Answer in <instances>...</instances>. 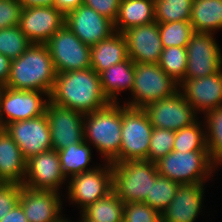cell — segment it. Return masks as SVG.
I'll return each instance as SVG.
<instances>
[{"instance_id": "obj_3", "label": "cell", "mask_w": 222, "mask_h": 222, "mask_svg": "<svg viewBox=\"0 0 222 222\" xmlns=\"http://www.w3.org/2000/svg\"><path fill=\"white\" fill-rule=\"evenodd\" d=\"M122 106L110 102L84 115V141L90 142L106 162L118 163L121 148Z\"/></svg>"}, {"instance_id": "obj_24", "label": "cell", "mask_w": 222, "mask_h": 222, "mask_svg": "<svg viewBox=\"0 0 222 222\" xmlns=\"http://www.w3.org/2000/svg\"><path fill=\"white\" fill-rule=\"evenodd\" d=\"M134 74L135 63L130 58L104 70L99 74L103 94L110 102L117 103L119 92L132 91Z\"/></svg>"}, {"instance_id": "obj_6", "label": "cell", "mask_w": 222, "mask_h": 222, "mask_svg": "<svg viewBox=\"0 0 222 222\" xmlns=\"http://www.w3.org/2000/svg\"><path fill=\"white\" fill-rule=\"evenodd\" d=\"M179 88V84L158 64L135 63L132 100L125 102V105L143 109L154 101L174 95L180 90Z\"/></svg>"}, {"instance_id": "obj_18", "label": "cell", "mask_w": 222, "mask_h": 222, "mask_svg": "<svg viewBox=\"0 0 222 222\" xmlns=\"http://www.w3.org/2000/svg\"><path fill=\"white\" fill-rule=\"evenodd\" d=\"M122 34L126 41L129 58L134 63L158 64L164 48L156 21L131 27Z\"/></svg>"}, {"instance_id": "obj_36", "label": "cell", "mask_w": 222, "mask_h": 222, "mask_svg": "<svg viewBox=\"0 0 222 222\" xmlns=\"http://www.w3.org/2000/svg\"><path fill=\"white\" fill-rule=\"evenodd\" d=\"M175 131L153 127L147 161L157 162L168 155L174 146Z\"/></svg>"}, {"instance_id": "obj_8", "label": "cell", "mask_w": 222, "mask_h": 222, "mask_svg": "<svg viewBox=\"0 0 222 222\" xmlns=\"http://www.w3.org/2000/svg\"><path fill=\"white\" fill-rule=\"evenodd\" d=\"M45 44L57 73L91 68V46L84 44L66 24Z\"/></svg>"}, {"instance_id": "obj_42", "label": "cell", "mask_w": 222, "mask_h": 222, "mask_svg": "<svg viewBox=\"0 0 222 222\" xmlns=\"http://www.w3.org/2000/svg\"><path fill=\"white\" fill-rule=\"evenodd\" d=\"M0 222H29L22 206L18 203L9 213L3 216Z\"/></svg>"}, {"instance_id": "obj_28", "label": "cell", "mask_w": 222, "mask_h": 222, "mask_svg": "<svg viewBox=\"0 0 222 222\" xmlns=\"http://www.w3.org/2000/svg\"><path fill=\"white\" fill-rule=\"evenodd\" d=\"M88 144L89 143L83 141L57 151L62 172L67 179L69 176L72 177L73 175L80 174L82 172H88L97 167L87 168L89 162H91V148Z\"/></svg>"}, {"instance_id": "obj_35", "label": "cell", "mask_w": 222, "mask_h": 222, "mask_svg": "<svg viewBox=\"0 0 222 222\" xmlns=\"http://www.w3.org/2000/svg\"><path fill=\"white\" fill-rule=\"evenodd\" d=\"M31 44L19 26L0 29V54L11 61L17 59Z\"/></svg>"}, {"instance_id": "obj_29", "label": "cell", "mask_w": 222, "mask_h": 222, "mask_svg": "<svg viewBox=\"0 0 222 222\" xmlns=\"http://www.w3.org/2000/svg\"><path fill=\"white\" fill-rule=\"evenodd\" d=\"M206 120V145L211 161L217 166L222 165V107L208 111ZM208 132V134H207Z\"/></svg>"}, {"instance_id": "obj_46", "label": "cell", "mask_w": 222, "mask_h": 222, "mask_svg": "<svg viewBox=\"0 0 222 222\" xmlns=\"http://www.w3.org/2000/svg\"><path fill=\"white\" fill-rule=\"evenodd\" d=\"M4 88H5V85L0 83V98H1V94H2V92L4 90Z\"/></svg>"}, {"instance_id": "obj_27", "label": "cell", "mask_w": 222, "mask_h": 222, "mask_svg": "<svg viewBox=\"0 0 222 222\" xmlns=\"http://www.w3.org/2000/svg\"><path fill=\"white\" fill-rule=\"evenodd\" d=\"M124 202L112 190L105 197L88 204L81 212V218L88 222H123Z\"/></svg>"}, {"instance_id": "obj_14", "label": "cell", "mask_w": 222, "mask_h": 222, "mask_svg": "<svg viewBox=\"0 0 222 222\" xmlns=\"http://www.w3.org/2000/svg\"><path fill=\"white\" fill-rule=\"evenodd\" d=\"M20 147L23 157H30L52 149L50 127L45 115L9 123L5 128Z\"/></svg>"}, {"instance_id": "obj_32", "label": "cell", "mask_w": 222, "mask_h": 222, "mask_svg": "<svg viewBox=\"0 0 222 222\" xmlns=\"http://www.w3.org/2000/svg\"><path fill=\"white\" fill-rule=\"evenodd\" d=\"M160 68L178 84L184 79L187 68L186 47L164 48L158 62Z\"/></svg>"}, {"instance_id": "obj_45", "label": "cell", "mask_w": 222, "mask_h": 222, "mask_svg": "<svg viewBox=\"0 0 222 222\" xmlns=\"http://www.w3.org/2000/svg\"><path fill=\"white\" fill-rule=\"evenodd\" d=\"M71 220H68L66 218H64L63 216H61L57 221L55 222H70Z\"/></svg>"}, {"instance_id": "obj_16", "label": "cell", "mask_w": 222, "mask_h": 222, "mask_svg": "<svg viewBox=\"0 0 222 222\" xmlns=\"http://www.w3.org/2000/svg\"><path fill=\"white\" fill-rule=\"evenodd\" d=\"M65 24V15L55 6L23 7L19 27L32 42L45 44Z\"/></svg>"}, {"instance_id": "obj_38", "label": "cell", "mask_w": 222, "mask_h": 222, "mask_svg": "<svg viewBox=\"0 0 222 222\" xmlns=\"http://www.w3.org/2000/svg\"><path fill=\"white\" fill-rule=\"evenodd\" d=\"M22 9L18 0H0V29L19 26Z\"/></svg>"}, {"instance_id": "obj_10", "label": "cell", "mask_w": 222, "mask_h": 222, "mask_svg": "<svg viewBox=\"0 0 222 222\" xmlns=\"http://www.w3.org/2000/svg\"><path fill=\"white\" fill-rule=\"evenodd\" d=\"M153 127L177 131L198 121L197 112L179 90L143 108Z\"/></svg>"}, {"instance_id": "obj_5", "label": "cell", "mask_w": 222, "mask_h": 222, "mask_svg": "<svg viewBox=\"0 0 222 222\" xmlns=\"http://www.w3.org/2000/svg\"><path fill=\"white\" fill-rule=\"evenodd\" d=\"M159 175L179 184L205 183L215 171L209 151L181 152L172 150L168 155L155 162ZM214 169V170H213Z\"/></svg>"}, {"instance_id": "obj_9", "label": "cell", "mask_w": 222, "mask_h": 222, "mask_svg": "<svg viewBox=\"0 0 222 222\" xmlns=\"http://www.w3.org/2000/svg\"><path fill=\"white\" fill-rule=\"evenodd\" d=\"M213 35L211 33L195 32L191 36L186 45V74L179 86L186 79L210 76L222 70L221 49Z\"/></svg>"}, {"instance_id": "obj_12", "label": "cell", "mask_w": 222, "mask_h": 222, "mask_svg": "<svg viewBox=\"0 0 222 222\" xmlns=\"http://www.w3.org/2000/svg\"><path fill=\"white\" fill-rule=\"evenodd\" d=\"M45 115L50 127L52 149L60 151L84 141V114L48 99Z\"/></svg>"}, {"instance_id": "obj_22", "label": "cell", "mask_w": 222, "mask_h": 222, "mask_svg": "<svg viewBox=\"0 0 222 222\" xmlns=\"http://www.w3.org/2000/svg\"><path fill=\"white\" fill-rule=\"evenodd\" d=\"M26 162L20 147L5 129L0 128V180L2 183L23 185Z\"/></svg>"}, {"instance_id": "obj_17", "label": "cell", "mask_w": 222, "mask_h": 222, "mask_svg": "<svg viewBox=\"0 0 222 222\" xmlns=\"http://www.w3.org/2000/svg\"><path fill=\"white\" fill-rule=\"evenodd\" d=\"M66 26L86 45L93 46L115 33L114 23L82 4L65 16Z\"/></svg>"}, {"instance_id": "obj_26", "label": "cell", "mask_w": 222, "mask_h": 222, "mask_svg": "<svg viewBox=\"0 0 222 222\" xmlns=\"http://www.w3.org/2000/svg\"><path fill=\"white\" fill-rule=\"evenodd\" d=\"M190 23L194 32L211 33L222 28V0H193Z\"/></svg>"}, {"instance_id": "obj_33", "label": "cell", "mask_w": 222, "mask_h": 222, "mask_svg": "<svg viewBox=\"0 0 222 222\" xmlns=\"http://www.w3.org/2000/svg\"><path fill=\"white\" fill-rule=\"evenodd\" d=\"M163 48L172 46L186 47L195 33L190 21L158 23Z\"/></svg>"}, {"instance_id": "obj_37", "label": "cell", "mask_w": 222, "mask_h": 222, "mask_svg": "<svg viewBox=\"0 0 222 222\" xmlns=\"http://www.w3.org/2000/svg\"><path fill=\"white\" fill-rule=\"evenodd\" d=\"M123 222H161V214L144 202L124 203Z\"/></svg>"}, {"instance_id": "obj_30", "label": "cell", "mask_w": 222, "mask_h": 222, "mask_svg": "<svg viewBox=\"0 0 222 222\" xmlns=\"http://www.w3.org/2000/svg\"><path fill=\"white\" fill-rule=\"evenodd\" d=\"M193 0H155V21H190Z\"/></svg>"}, {"instance_id": "obj_25", "label": "cell", "mask_w": 222, "mask_h": 222, "mask_svg": "<svg viewBox=\"0 0 222 222\" xmlns=\"http://www.w3.org/2000/svg\"><path fill=\"white\" fill-rule=\"evenodd\" d=\"M155 0H121L114 23L115 32L155 22Z\"/></svg>"}, {"instance_id": "obj_44", "label": "cell", "mask_w": 222, "mask_h": 222, "mask_svg": "<svg viewBox=\"0 0 222 222\" xmlns=\"http://www.w3.org/2000/svg\"><path fill=\"white\" fill-rule=\"evenodd\" d=\"M22 7L53 6L54 0H18Z\"/></svg>"}, {"instance_id": "obj_21", "label": "cell", "mask_w": 222, "mask_h": 222, "mask_svg": "<svg viewBox=\"0 0 222 222\" xmlns=\"http://www.w3.org/2000/svg\"><path fill=\"white\" fill-rule=\"evenodd\" d=\"M203 184H180L175 197L161 213V222H194L202 212Z\"/></svg>"}, {"instance_id": "obj_19", "label": "cell", "mask_w": 222, "mask_h": 222, "mask_svg": "<svg viewBox=\"0 0 222 222\" xmlns=\"http://www.w3.org/2000/svg\"><path fill=\"white\" fill-rule=\"evenodd\" d=\"M179 87L197 113L206 114L222 107V70L210 76L186 79Z\"/></svg>"}, {"instance_id": "obj_41", "label": "cell", "mask_w": 222, "mask_h": 222, "mask_svg": "<svg viewBox=\"0 0 222 222\" xmlns=\"http://www.w3.org/2000/svg\"><path fill=\"white\" fill-rule=\"evenodd\" d=\"M82 4H84V0H54L53 6L66 16Z\"/></svg>"}, {"instance_id": "obj_7", "label": "cell", "mask_w": 222, "mask_h": 222, "mask_svg": "<svg viewBox=\"0 0 222 222\" xmlns=\"http://www.w3.org/2000/svg\"><path fill=\"white\" fill-rule=\"evenodd\" d=\"M153 126L142 108L122 107L121 148L118 162L146 160Z\"/></svg>"}, {"instance_id": "obj_47", "label": "cell", "mask_w": 222, "mask_h": 222, "mask_svg": "<svg viewBox=\"0 0 222 222\" xmlns=\"http://www.w3.org/2000/svg\"><path fill=\"white\" fill-rule=\"evenodd\" d=\"M79 222H88V221H86V220H84V219L82 218Z\"/></svg>"}, {"instance_id": "obj_34", "label": "cell", "mask_w": 222, "mask_h": 222, "mask_svg": "<svg viewBox=\"0 0 222 222\" xmlns=\"http://www.w3.org/2000/svg\"><path fill=\"white\" fill-rule=\"evenodd\" d=\"M179 185L178 182L158 175L152 184L151 197H147L144 203L161 214L175 197Z\"/></svg>"}, {"instance_id": "obj_13", "label": "cell", "mask_w": 222, "mask_h": 222, "mask_svg": "<svg viewBox=\"0 0 222 222\" xmlns=\"http://www.w3.org/2000/svg\"><path fill=\"white\" fill-rule=\"evenodd\" d=\"M102 166L69 178L68 200L83 209L111 192L113 187L112 163L106 162Z\"/></svg>"}, {"instance_id": "obj_23", "label": "cell", "mask_w": 222, "mask_h": 222, "mask_svg": "<svg viewBox=\"0 0 222 222\" xmlns=\"http://www.w3.org/2000/svg\"><path fill=\"white\" fill-rule=\"evenodd\" d=\"M128 59V49L122 33L115 32L109 38L91 46V68L97 74Z\"/></svg>"}, {"instance_id": "obj_40", "label": "cell", "mask_w": 222, "mask_h": 222, "mask_svg": "<svg viewBox=\"0 0 222 222\" xmlns=\"http://www.w3.org/2000/svg\"><path fill=\"white\" fill-rule=\"evenodd\" d=\"M121 0H84V4L115 23Z\"/></svg>"}, {"instance_id": "obj_39", "label": "cell", "mask_w": 222, "mask_h": 222, "mask_svg": "<svg viewBox=\"0 0 222 222\" xmlns=\"http://www.w3.org/2000/svg\"><path fill=\"white\" fill-rule=\"evenodd\" d=\"M22 185L2 183L0 185V221L18 203Z\"/></svg>"}, {"instance_id": "obj_11", "label": "cell", "mask_w": 222, "mask_h": 222, "mask_svg": "<svg viewBox=\"0 0 222 222\" xmlns=\"http://www.w3.org/2000/svg\"><path fill=\"white\" fill-rule=\"evenodd\" d=\"M44 95L49 98L45 92L5 87L0 98V128L43 115L48 102V99L42 98Z\"/></svg>"}, {"instance_id": "obj_15", "label": "cell", "mask_w": 222, "mask_h": 222, "mask_svg": "<svg viewBox=\"0 0 222 222\" xmlns=\"http://www.w3.org/2000/svg\"><path fill=\"white\" fill-rule=\"evenodd\" d=\"M66 179L61 169L58 152L51 149L27 160L23 186L35 190L58 192Z\"/></svg>"}, {"instance_id": "obj_1", "label": "cell", "mask_w": 222, "mask_h": 222, "mask_svg": "<svg viewBox=\"0 0 222 222\" xmlns=\"http://www.w3.org/2000/svg\"><path fill=\"white\" fill-rule=\"evenodd\" d=\"M48 99L84 115L110 103L103 94L100 75L92 68L57 73Z\"/></svg>"}, {"instance_id": "obj_43", "label": "cell", "mask_w": 222, "mask_h": 222, "mask_svg": "<svg viewBox=\"0 0 222 222\" xmlns=\"http://www.w3.org/2000/svg\"><path fill=\"white\" fill-rule=\"evenodd\" d=\"M11 60L0 54V83L6 85L10 73Z\"/></svg>"}, {"instance_id": "obj_20", "label": "cell", "mask_w": 222, "mask_h": 222, "mask_svg": "<svg viewBox=\"0 0 222 222\" xmlns=\"http://www.w3.org/2000/svg\"><path fill=\"white\" fill-rule=\"evenodd\" d=\"M19 204L29 222H55L62 215L59 192L35 190L22 185Z\"/></svg>"}, {"instance_id": "obj_31", "label": "cell", "mask_w": 222, "mask_h": 222, "mask_svg": "<svg viewBox=\"0 0 222 222\" xmlns=\"http://www.w3.org/2000/svg\"><path fill=\"white\" fill-rule=\"evenodd\" d=\"M199 121L175 131L174 151H208L206 145V129H202Z\"/></svg>"}, {"instance_id": "obj_2", "label": "cell", "mask_w": 222, "mask_h": 222, "mask_svg": "<svg viewBox=\"0 0 222 222\" xmlns=\"http://www.w3.org/2000/svg\"><path fill=\"white\" fill-rule=\"evenodd\" d=\"M57 72L46 44L32 43L17 59L11 61L5 87L35 90L50 95Z\"/></svg>"}, {"instance_id": "obj_4", "label": "cell", "mask_w": 222, "mask_h": 222, "mask_svg": "<svg viewBox=\"0 0 222 222\" xmlns=\"http://www.w3.org/2000/svg\"><path fill=\"white\" fill-rule=\"evenodd\" d=\"M112 190L124 203L144 202L151 197L152 184L159 175L154 162L126 160L112 163Z\"/></svg>"}]
</instances>
